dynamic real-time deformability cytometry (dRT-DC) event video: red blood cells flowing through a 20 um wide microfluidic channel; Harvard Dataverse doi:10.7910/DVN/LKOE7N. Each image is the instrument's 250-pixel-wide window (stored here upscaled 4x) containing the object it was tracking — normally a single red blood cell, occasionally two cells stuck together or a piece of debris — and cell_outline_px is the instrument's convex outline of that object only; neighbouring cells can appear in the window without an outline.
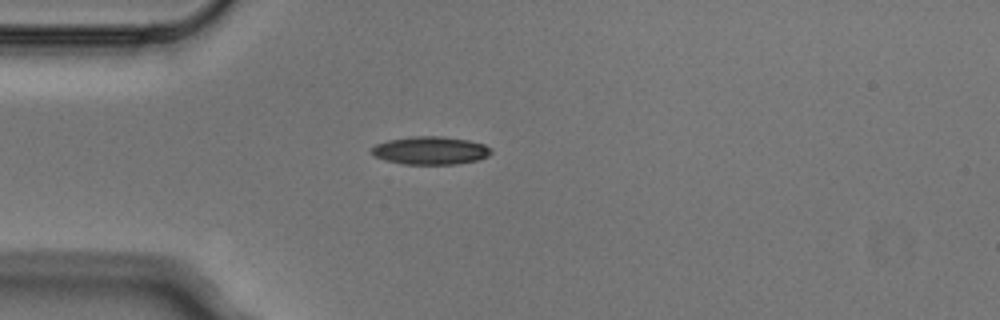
{"species": "Egyptian fruit bat (a non-hibernating species)", "species_latin": "Rousettus aegyptiacus", "temperature_condition": "cold", "stored_images_in_passage": 1, "camera_frame_rate_fps": 3000, "um_per_image_px": 0.085, "animal": {"sex": "male"}, "frame": {"image": 1, "passage_image": 1, "time_ms": 0.0, "image_size_px": [1000, 320], "cell_outline_px": [[492, 152], [488, 156], [480, 160], [456, 164], [404, 164], [388, 160], [376, 156], [372, 152], [372, 148], [376, 144], [388, 140], [412, 136], [440, 136], [468, 140], [484, 144], [492, 148]], "centroid_in_image_um": [36.65, 12.79], "position_along_channel_um": 48.3, "area_um2": 19.42}}